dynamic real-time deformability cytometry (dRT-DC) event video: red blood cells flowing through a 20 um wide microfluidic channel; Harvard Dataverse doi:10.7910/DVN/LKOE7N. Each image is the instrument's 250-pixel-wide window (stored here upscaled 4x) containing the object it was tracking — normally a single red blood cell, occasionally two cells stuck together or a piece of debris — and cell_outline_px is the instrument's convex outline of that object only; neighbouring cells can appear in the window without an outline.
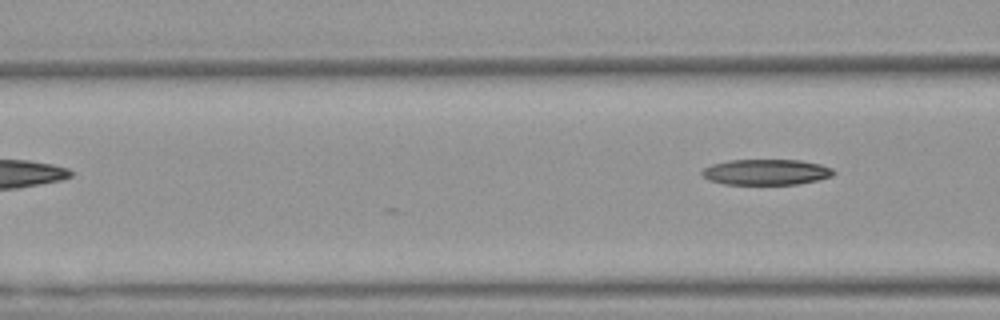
{"species": "Egyptian fruit bat (a non-hibernating species)", "species_latin": "Rousettus aegyptiacus", "temperature_condition": "warm", "stored_images_in_passage": 6, "camera_frame_rate_fps": 3000, "um_per_image_px": 0.085, "animal": {"sex": "female"}, "frame": {"image": 1, "passage_image": 6, "time_ms": 1.667, "image_size_px": [1000, 320], "cell_outline_px": [[836, 172], [832, 176], [816, 180], [796, 184], [724, 184], [708, 180], [700, 172], [704, 168], [712, 164], [728, 160], [800, 160], [820, 164], [832, 168]], "centroid_in_image_um": [65.11, 14.62], "position_along_channel_um": 101.5, "area_um2": 19.65}}